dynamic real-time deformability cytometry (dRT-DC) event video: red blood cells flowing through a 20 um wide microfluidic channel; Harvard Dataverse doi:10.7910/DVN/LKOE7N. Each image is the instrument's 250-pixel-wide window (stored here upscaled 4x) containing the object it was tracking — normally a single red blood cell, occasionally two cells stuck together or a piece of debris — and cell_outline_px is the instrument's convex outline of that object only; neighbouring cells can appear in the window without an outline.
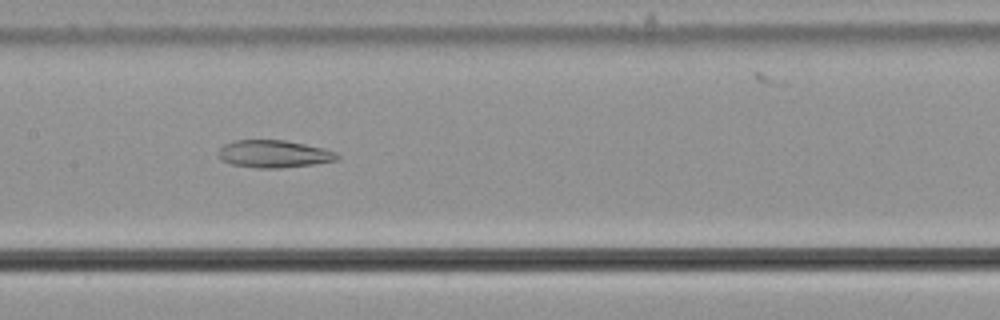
{"species": "common noctule bat (a hibernating species)", "species_latin": "Nyctalus noctula", "temperature_condition": "cold", "stored_images_in_passage": 46, "camera_frame_rate_fps": 3000, "um_per_image_px": 0.085, "animal": {"sex": "male", "body_mass_g": 21.5, "forearm_length_mm": 52.0}, "frame": {"image": 1, "passage_image": 18, "time_ms": 5.667, "image_size_px": [1000, 320], "cell_outline_px": [[340, 156], [336, 160], [316, 164], [280, 168], [256, 168], [232, 164], [220, 160], [216, 152], [224, 144], [236, 140], [284, 140], [324, 148], [336, 152]], "centroid_in_image_um": [23.26, 13.09], "position_along_channel_um": 184.1, "area_um2": 19.13}}
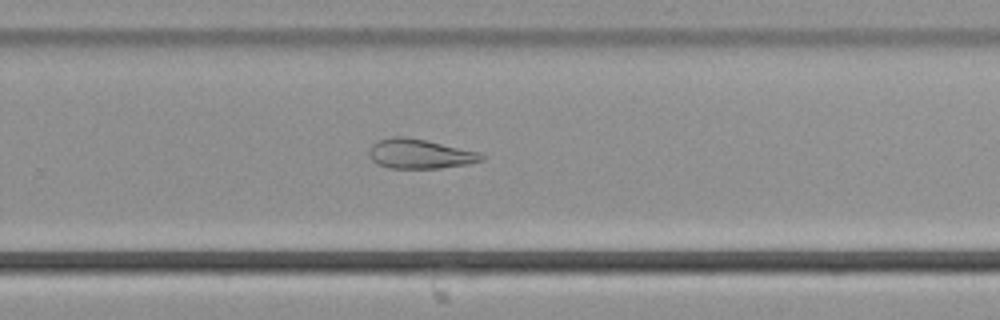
{"frame": {"image": 2, "passage_image": 27, "time_ms": 8.667, "image_size_px": [1000, 320], "cell_outline_px": [[484, 160], [468, 164], [440, 168], [388, 168], [376, 164], [372, 160], [368, 152], [372, 144], [380, 140], [392, 136], [404, 136], [424, 140], [476, 152], [484, 156]], "centroid_in_image_um": [35.63, 13.09], "position_along_channel_um": 294.2, "area_um2": 19.07}}
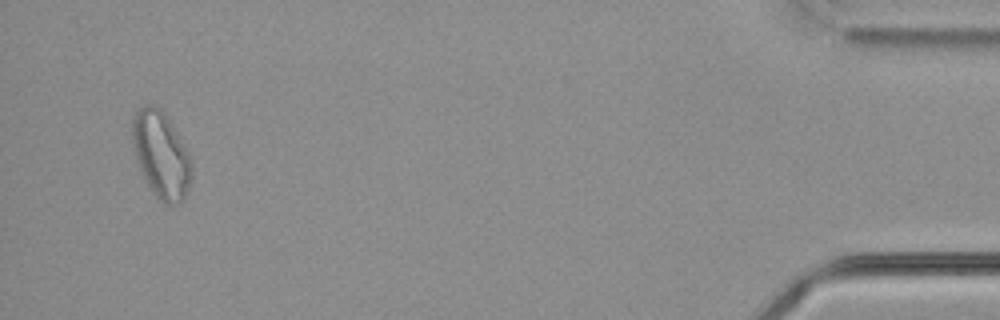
{"frame": {"image": 3, "passage_image": 44, "time_ms": 14.333, "image_size_px": [1000, 320], "cell_outline_px": [[192, 176], [184, 200], [180, 204], [164, 204], [156, 196], [144, 180], [136, 160], [132, 144], [132, 116], [144, 104], [152, 104], [160, 108], [164, 112], [188, 152], [192, 160]], "centroid_in_image_um": [13.68, 13.17], "position_along_channel_um": 421.5, "area_um2": 30.11}, "authors_computed_cell_mechanics": {"area_um2": 23.2067, "velocity_mm_per_s": 3.6797, "shape_relaxation_time_tau1_ms": null, "shape_relaxation_time_tau2_ms": 10.2724, "deformation_change_tau1": null, "deformation_change_tau2": 0.2114}}